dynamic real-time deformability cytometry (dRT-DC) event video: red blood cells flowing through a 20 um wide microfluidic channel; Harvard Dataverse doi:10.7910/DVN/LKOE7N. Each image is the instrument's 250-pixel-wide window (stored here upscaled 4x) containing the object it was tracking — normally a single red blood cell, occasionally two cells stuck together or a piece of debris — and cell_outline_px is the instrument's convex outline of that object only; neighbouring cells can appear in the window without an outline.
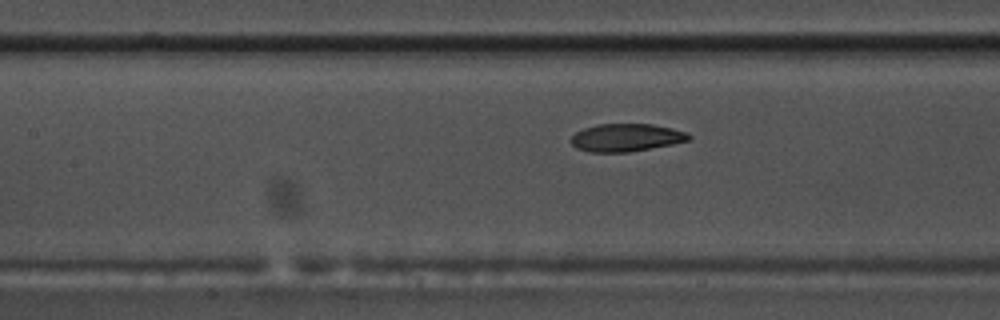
{"species": "common noctule bat (a hibernating species)", "species_latin": "Nyctalus noctula", "temperature_condition": "warm", "stored_images_in_passage": 48, "camera_frame_rate_fps": 3000, "um_per_image_px": 0.085, "animal": {"sex": "male", "body_mass_g": 17.5, "forearm_length_mm": 52.3}, "frame": {"image": 1, "passage_image": 17, "time_ms": 5.333, "image_size_px": [1000, 320], "cell_outline_px": [[692, 136], [688, 140], [672, 144], [628, 152], [588, 152], [576, 148], [572, 144], [572, 136], [576, 132], [584, 128], [600, 124], [652, 124], [672, 128], [688, 132]], "centroid_in_image_um": [53.23, 11.69], "position_along_channel_um": 154.2, "area_um2": 18.96}}
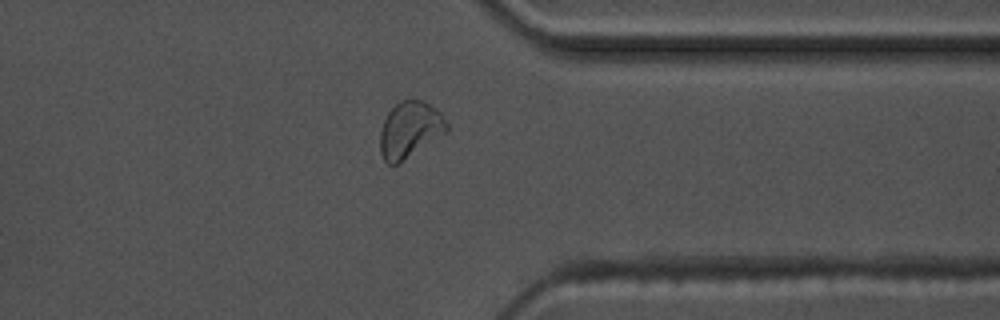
{"frame": {"image": 2, "passage_image": 36, "time_ms": 11.667, "image_size_px": [1000, 320], "cell_outline_px": [[448, 132], [396, 164], [388, 164], [384, 160], [380, 152], [380, 132], [384, 120], [388, 112], [400, 100], [420, 100], [428, 104], [440, 112], [448, 124]], "centroid_in_image_um": [34.84, 11.02], "position_along_channel_um": 376.6, "area_um2": 21.56}}
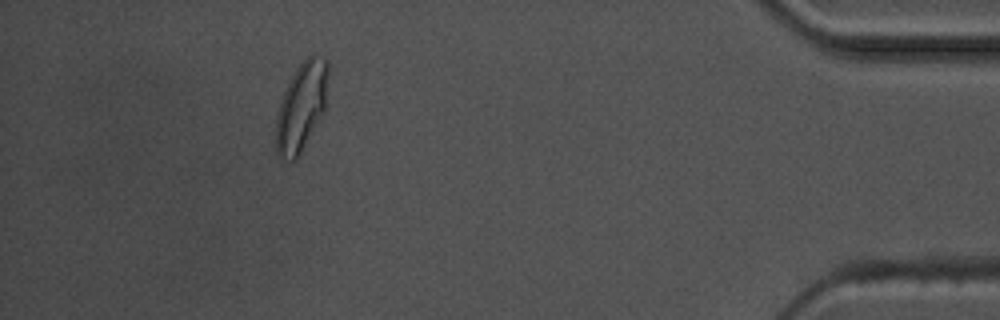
{"frame": {"image": 3, "passage_image": 43, "time_ms": 14.0, "image_size_px": [1000, 320], "cell_outline_px": [[328, 76], [324, 112], [296, 160], [292, 160], [280, 156], [276, 152], [276, 116], [280, 100], [288, 80], [296, 68], [312, 52], [328, 60]], "centroid_in_image_um": [25.62, 9.01], "position_along_channel_um": 409.6, "area_um2": 26.99}, "authors_computed_cell_mechanics": {"area_um2": 20.2011, "velocity_mm_per_s": 3.5882, "shape_relaxation_time_tau1_ms": 4.7496, "shape_relaxation_time_tau2_ms": 1.8057, "deformation_change_tau1": 0.1302, "deformation_change_tau2": 0.072}}